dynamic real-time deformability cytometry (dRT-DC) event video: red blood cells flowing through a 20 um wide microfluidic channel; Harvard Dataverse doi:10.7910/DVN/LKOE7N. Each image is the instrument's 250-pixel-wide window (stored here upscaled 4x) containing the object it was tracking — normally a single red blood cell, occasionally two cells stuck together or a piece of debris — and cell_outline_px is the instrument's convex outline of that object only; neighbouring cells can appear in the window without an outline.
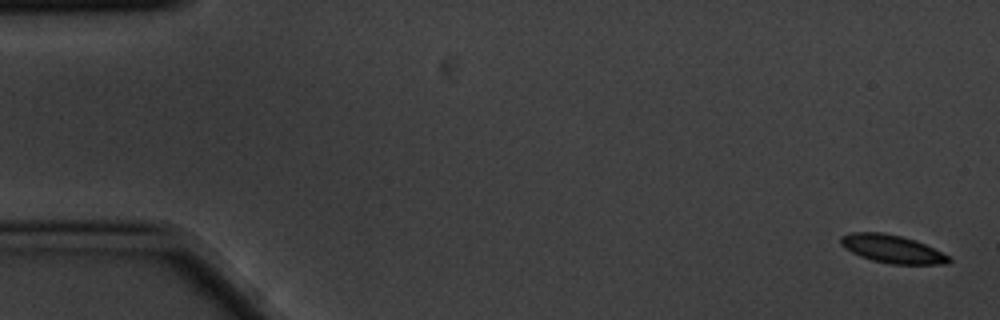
{"species": "common noctule bat (a hibernating species)", "species_latin": "Nyctalus noctula", "temperature_condition": "cold", "stored_images_in_passage": 4, "camera_frame_rate_fps": 3000, "um_per_image_px": 0.085, "animal": {"sex": "male", "body_mass_g": 20.1, "forearm_length_mm": 53.5}, "frame": {"image": 1, "passage_image": 1, "time_ms": 0.0, "image_size_px": [1000, 320], "cell_outline_px": [[952, 260], [948, 264], [888, 264], [872, 260], [860, 256], [844, 248], [840, 244], [840, 236], [848, 232], [880, 232], [900, 236], [916, 240], [948, 256]], "centroid_in_image_um": [75.78, 21.16], "position_along_channel_um": 9.2, "area_um2": 17.63}}
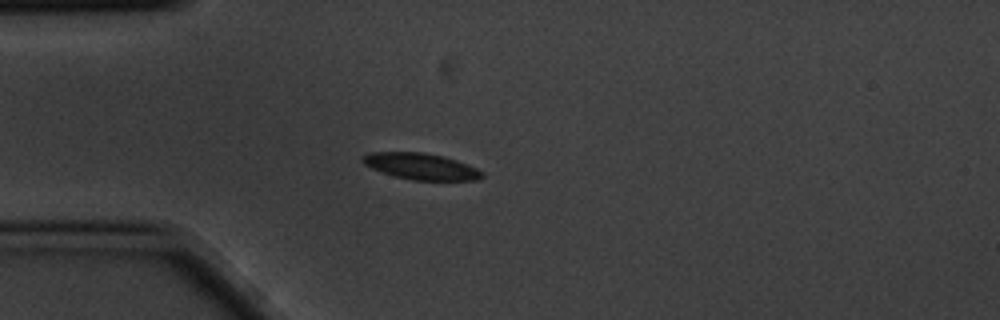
{"frame": {"image": 2, "passage_image": 4, "time_ms": 1.0, "image_size_px": [1000, 320], "cell_outline_px": [[484, 176], [476, 180], [412, 180], [396, 176], [372, 168], [364, 164], [360, 160], [360, 156], [372, 152], [424, 152], [444, 156], [456, 160], [476, 168], [484, 172]], "centroid_in_image_um": [35.78, 14.13], "position_along_channel_um": 49.2, "area_um2": 18.26}}